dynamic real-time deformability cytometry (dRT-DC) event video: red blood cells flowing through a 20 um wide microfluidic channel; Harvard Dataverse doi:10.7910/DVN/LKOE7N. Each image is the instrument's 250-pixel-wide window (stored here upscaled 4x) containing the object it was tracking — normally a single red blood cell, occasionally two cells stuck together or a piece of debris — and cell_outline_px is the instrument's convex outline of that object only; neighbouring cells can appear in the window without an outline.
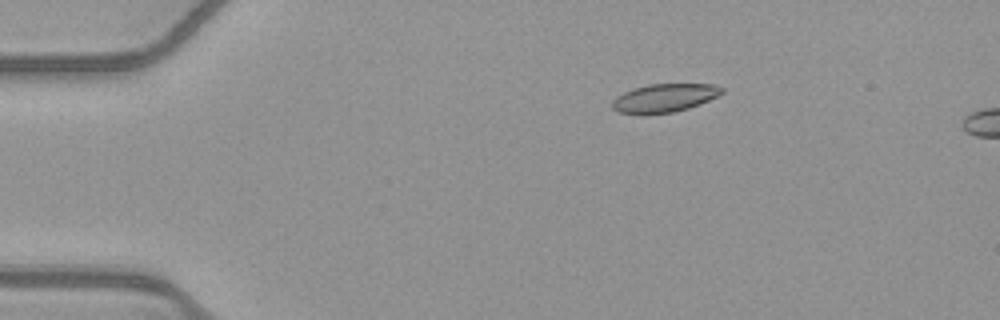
{"species": "common noctule bat (a hibernating species)", "species_latin": "Nyctalus noctula", "temperature_condition": "warm", "stored_images_in_passage": 14, "camera_frame_rate_fps": 3000, "um_per_image_px": 0.085, "animal": {"sex": "female", "body_mass_g": 21.9}, "frame": {"image": 1, "passage_image": 10, "time_ms": 3.0, "image_size_px": [1000, 320], "cell_outline_px": [[724, 92], [700, 104], [688, 108], [672, 112], [640, 116], [620, 112], [612, 108], [612, 100], [616, 96], [632, 88], [648, 84], [712, 84], [724, 88]], "centroid_in_image_um": [56.42, 8.34], "position_along_channel_um": 28.6, "area_um2": 18.38}}